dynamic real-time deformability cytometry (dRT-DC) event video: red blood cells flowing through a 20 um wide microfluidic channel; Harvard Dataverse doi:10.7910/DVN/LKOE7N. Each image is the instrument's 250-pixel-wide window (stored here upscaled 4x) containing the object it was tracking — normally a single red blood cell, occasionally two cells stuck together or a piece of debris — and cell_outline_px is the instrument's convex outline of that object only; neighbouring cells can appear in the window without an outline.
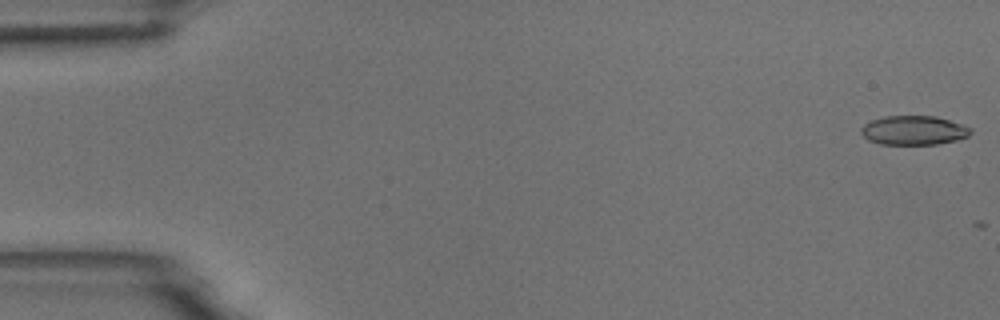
{"species": "common noctule bat (a hibernating species)", "species_latin": "Nyctalus noctula", "temperature_condition": "room temperature", "stored_images_in_passage": 6, "camera_frame_rate_fps": 3000, "um_per_image_px": 0.085, "animal": {"sex": "male", "body_mass_g": 18.8}, "frame": {"image": 1, "passage_image": 1, "time_ms": 0.0, "image_size_px": [1000, 320], "cell_outline_px": [[972, 132], [968, 136], [956, 140], [936, 144], [880, 144], [868, 140], [860, 132], [860, 128], [864, 124], [872, 120], [884, 116], [936, 116], [972, 128]], "centroid_in_image_um": [77.65, 11.08], "position_along_channel_um": 7.4, "area_um2": 18.55}}